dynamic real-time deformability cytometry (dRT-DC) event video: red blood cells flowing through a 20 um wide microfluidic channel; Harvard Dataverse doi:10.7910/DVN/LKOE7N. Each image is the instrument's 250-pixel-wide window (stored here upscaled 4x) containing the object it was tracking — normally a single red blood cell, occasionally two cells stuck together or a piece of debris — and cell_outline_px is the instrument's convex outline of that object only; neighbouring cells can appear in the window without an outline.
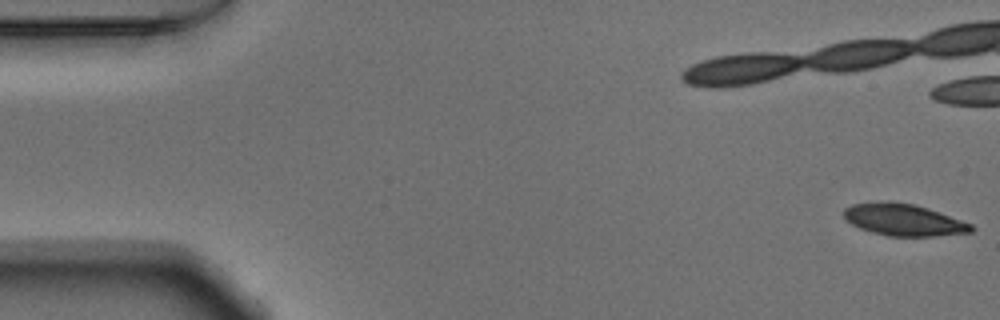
{"species": "Egyptian fruit bat (a non-hibernating species)", "species_latin": "Rousettus aegyptiacus", "temperature_condition": "warm", "stored_images_in_passage": 54, "camera_frame_rate_fps": 3000, "um_per_image_px": 0.085, "animal": {"sex": "male"}, "frame": {"image": 1, "passage_image": 1, "time_ms": 0.0, "image_size_px": [1000, 320], "cell_outline_px": [[976, 228], [972, 232], [936, 236], [888, 236], [872, 232], [860, 228], [852, 224], [844, 216], [844, 208], [852, 204], [876, 200], [888, 200], [912, 204], [928, 208], [972, 224]], "centroid_in_image_um": [76.8, 18.67], "position_along_channel_um": 8.2, "area_um2": 23.81}, "authors_computed_cell_mechanics": {"area_um2": 24.3916, "velocity_mm_per_s": 3.796, "shape_relaxation_time_tau1_ms": 3.9047, "shape_relaxation_time_tau2_ms": 4.3084, "deformation_change_tau1": 0.1222, "deformation_change_tau2": 0.1124}}